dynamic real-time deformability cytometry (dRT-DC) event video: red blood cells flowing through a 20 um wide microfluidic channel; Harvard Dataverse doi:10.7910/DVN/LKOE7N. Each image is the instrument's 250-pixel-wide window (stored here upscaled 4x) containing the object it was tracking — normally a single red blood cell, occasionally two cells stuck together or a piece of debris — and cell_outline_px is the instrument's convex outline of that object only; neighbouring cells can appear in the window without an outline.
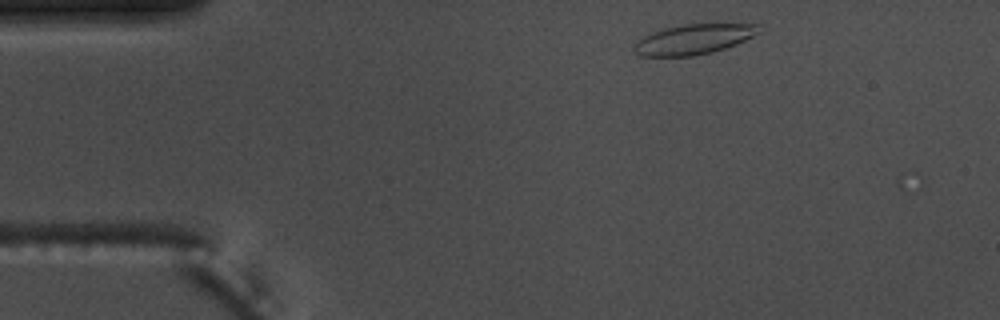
{"species": "common noctule bat (a hibernating species)", "species_latin": "Nyctalus noctula", "temperature_condition": "warm", "stored_images_in_passage": 3, "camera_frame_rate_fps": 3000, "um_per_image_px": 0.085, "animal": {"sex": "male", "body_mass_g": 17.5, "forearm_length_mm": 52.3}, "frame": {"image": 1, "passage_image": 2, "time_ms": 0.333, "image_size_px": [1000, 320], "cell_outline_px": [[764, 32], [736, 44], [712, 52], [692, 56], [640, 56], [632, 48], [644, 36], [652, 32], [684, 24], [756, 24]], "centroid_in_image_um": [59.02, 3.34], "position_along_channel_um": 26.0, "area_um2": 21.68}}